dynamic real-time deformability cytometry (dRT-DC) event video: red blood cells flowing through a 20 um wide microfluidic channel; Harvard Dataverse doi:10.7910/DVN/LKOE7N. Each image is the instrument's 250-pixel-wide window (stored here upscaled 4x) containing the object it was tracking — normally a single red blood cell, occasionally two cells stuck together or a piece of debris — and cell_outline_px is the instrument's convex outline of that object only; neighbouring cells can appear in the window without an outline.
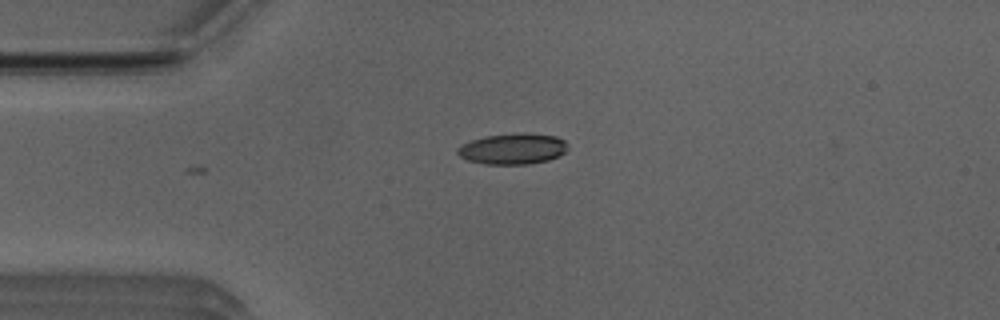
{"species": "Egyptian fruit bat (a non-hibernating species)", "species_latin": "Rousettus aegyptiacus", "temperature_condition": "room temperature", "stored_images_in_passage": 3, "camera_frame_rate_fps": 3000, "um_per_image_px": 0.085, "animal": {"sex": "male"}, "frame": {"image": 1, "passage_image": 1, "time_ms": 0.0, "image_size_px": [1000, 320], "cell_outline_px": [[568, 148], [560, 156], [548, 160], [528, 164], [484, 164], [468, 160], [460, 156], [456, 152], [456, 148], [472, 140], [484, 136], [512, 132], [556, 136], [564, 140], [568, 144]], "centroid_in_image_um": [43.59, 12.64], "position_along_channel_um": 41.4, "area_um2": 19.94}}